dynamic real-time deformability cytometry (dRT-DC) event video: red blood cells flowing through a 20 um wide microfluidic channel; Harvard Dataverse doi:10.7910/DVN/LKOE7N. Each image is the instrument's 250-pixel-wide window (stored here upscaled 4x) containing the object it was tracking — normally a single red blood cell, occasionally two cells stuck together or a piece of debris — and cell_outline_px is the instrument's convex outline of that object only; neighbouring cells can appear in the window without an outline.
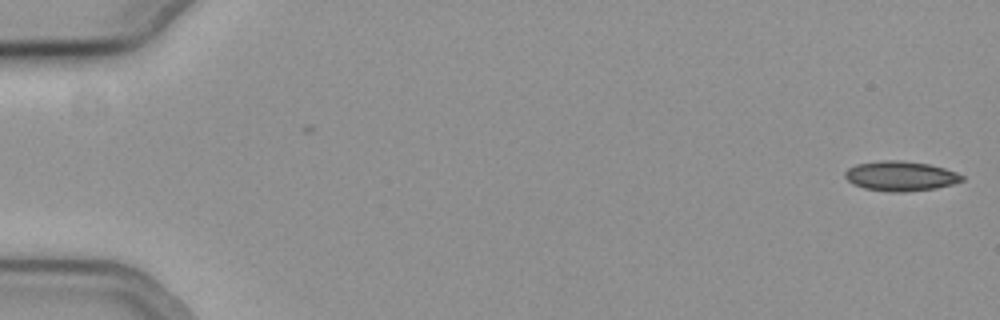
{"species": "common noctule bat (a hibernating species)", "species_latin": "Nyctalus noctula", "temperature_condition": "cold", "stored_images_in_passage": 56, "camera_frame_rate_fps": 3000, "um_per_image_px": 0.085, "animal": {"sex": "female", "body_mass_g": 19.3, "forearm_length_mm": 54.1}, "frame": {"image": 1, "passage_image": 1, "time_ms": 0.0, "image_size_px": [1000, 320], "cell_outline_px": [[964, 180], [952, 184], [936, 188], [904, 192], [888, 192], [864, 188], [852, 184], [844, 176], [844, 172], [848, 168], [856, 164], [880, 160], [900, 160], [928, 164], [944, 168], [956, 172], [964, 176]], "centroid_in_image_um": [76.52, 14.96], "position_along_channel_um": 8.5, "area_um2": 20.4}}
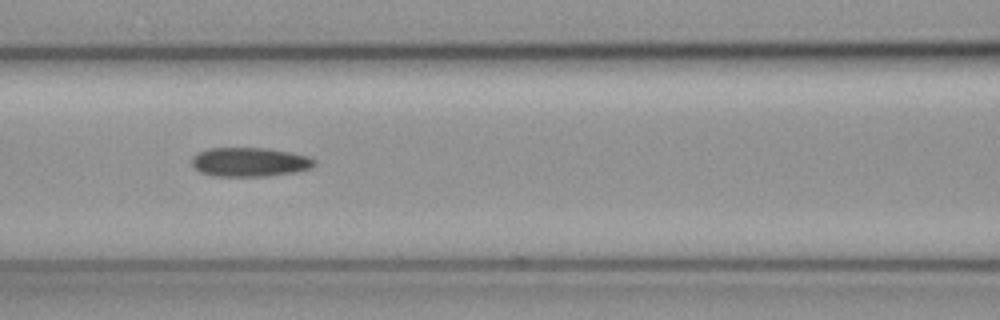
{"frame": {"image": 2, "passage_image": 25, "time_ms": 8.0, "image_size_px": [1000, 320], "cell_outline_px": [[316, 164], [312, 168], [296, 172], [264, 176], [212, 176], [200, 172], [192, 164], [192, 156], [196, 152], [208, 148], [268, 148], [308, 156], [316, 160]], "centroid_in_image_um": [21.22, 13.77], "position_along_channel_um": 145.4, "area_um2": 20.92}}
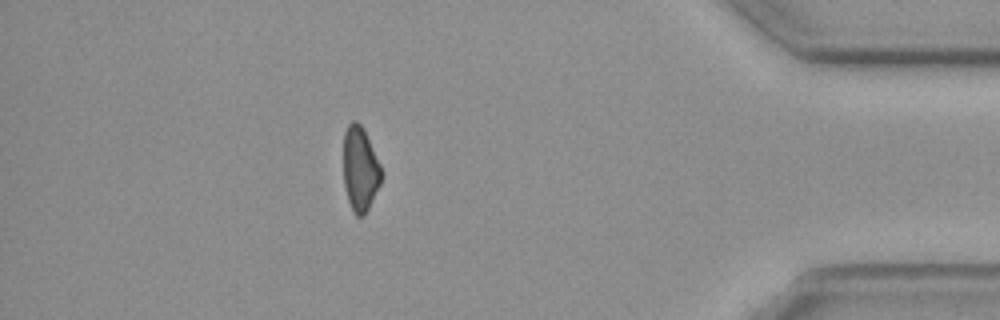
{"frame": {"image": 3, "passage_image": 49, "time_ms": 16.0, "image_size_px": [1000, 320], "cell_outline_px": [[380, 184], [364, 216], [356, 216], [352, 212], [348, 200], [344, 184], [344, 132], [348, 124], [352, 120], [356, 120], [364, 128], [380, 164]], "centroid_in_image_um": [30.59, 14.34], "position_along_channel_um": 404.6, "area_um2": 18.55}}